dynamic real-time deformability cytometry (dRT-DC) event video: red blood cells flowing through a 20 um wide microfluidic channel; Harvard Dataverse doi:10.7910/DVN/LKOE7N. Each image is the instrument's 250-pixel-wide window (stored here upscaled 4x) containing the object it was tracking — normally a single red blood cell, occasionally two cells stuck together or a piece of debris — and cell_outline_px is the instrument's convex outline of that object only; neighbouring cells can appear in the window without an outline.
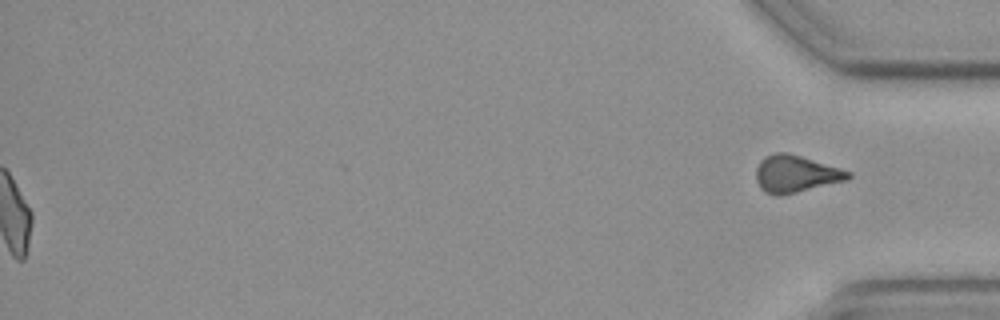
{"species": "common noctule bat (a hibernating species)", "species_latin": "Nyctalus noctula", "temperature_condition": "cold", "stored_images_in_passage": 57, "segment_of_instrument_passage": [2, 2], "camera_frame_rate_fps": 3000, "um_per_image_px": 0.085, "animal": {"sex": "female", "body_mass_g": 19.3, "forearm_length_mm": 54.1}, "frame": {"image": 1, "passage_image": 57, "time_ms": 18.667, "image_size_px": [1000, 320], "cell_outline_px": [[852, 176], [848, 180], [796, 192], [776, 196], [772, 196], [764, 192], [760, 188], [756, 180], [756, 168], [760, 160], [764, 156], [776, 152], [788, 152], [840, 168], [852, 172]], "centroid_in_image_um": [67.61, 14.78], "position_along_channel_um": 367.6, "area_um2": 20.06}}